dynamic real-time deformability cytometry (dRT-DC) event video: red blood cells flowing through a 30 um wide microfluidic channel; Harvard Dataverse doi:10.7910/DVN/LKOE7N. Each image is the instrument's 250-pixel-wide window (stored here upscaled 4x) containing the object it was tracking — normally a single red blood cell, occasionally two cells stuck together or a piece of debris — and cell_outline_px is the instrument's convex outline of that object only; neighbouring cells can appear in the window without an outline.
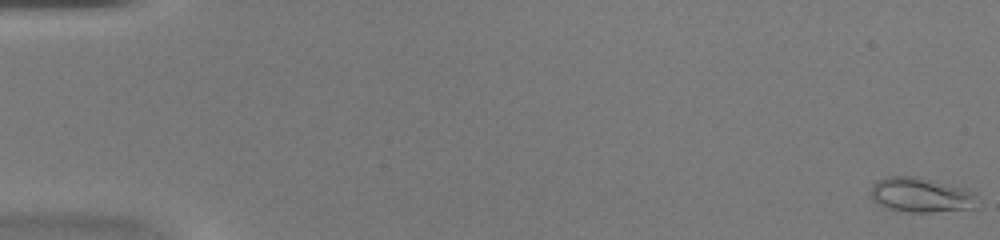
{"species": "common noctule bat (a hibernating species)", "species_latin": "Nyctalus noctula", "temperature_condition": "warm", "stored_images_in_passage": 47, "camera_frame_rate_fps": 3000, "um_per_image_px": 0.085, "animal": {"sex": "female", "body_mass_g": 20.0, "forearm_length_mm": 54.0}, "frame": {"image": 1, "passage_image": 1, "time_ms": 0.0, "image_size_px": [1000, 240], "cell_outline_px": [[976, 192], [972, 208], [932, 212], [908, 212], [888, 208], [872, 200], [872, 184], [876, 180], [888, 176], [916, 176], [964, 188]], "centroid_in_image_um": [78.23, 16.56], "position_along_channel_um": 6.8, "area_um2": 21.27}}
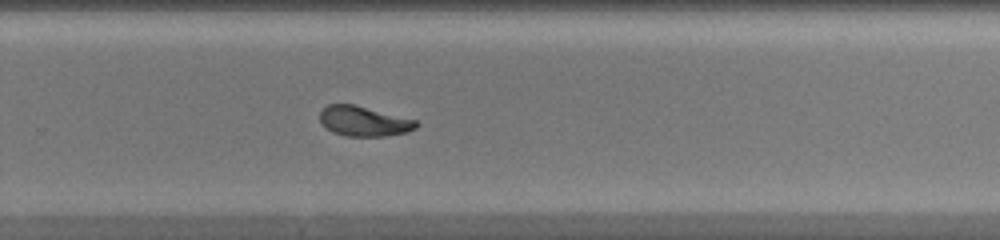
{"frame": {"image": 2, "passage_image": 32, "time_ms": 10.333, "image_size_px": [1000, 240], "cell_outline_px": [[420, 124], [416, 128], [408, 132], [384, 136], [344, 136], [332, 132], [320, 120], [320, 112], [328, 104], [356, 104], [416, 120]], "centroid_in_image_um": [30.96, 10.3], "position_along_channel_um": 298.8, "area_um2": 16.88}}
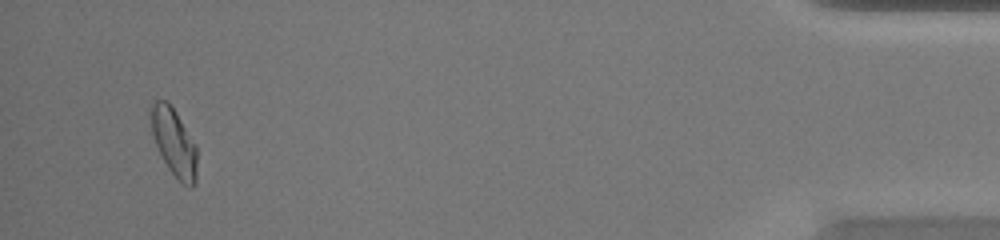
{"frame": {"image": 3, "passage_image": 45, "time_ms": 14.667, "image_size_px": [1000, 240], "cell_outline_px": [[196, 184], [192, 188], [184, 184], [168, 168], [152, 136], [148, 116], [148, 104], [156, 100], [168, 100], [176, 112], [196, 144]], "centroid_in_image_um": [14.74, 12.01], "position_along_channel_um": 420.5, "area_um2": 18.5}}